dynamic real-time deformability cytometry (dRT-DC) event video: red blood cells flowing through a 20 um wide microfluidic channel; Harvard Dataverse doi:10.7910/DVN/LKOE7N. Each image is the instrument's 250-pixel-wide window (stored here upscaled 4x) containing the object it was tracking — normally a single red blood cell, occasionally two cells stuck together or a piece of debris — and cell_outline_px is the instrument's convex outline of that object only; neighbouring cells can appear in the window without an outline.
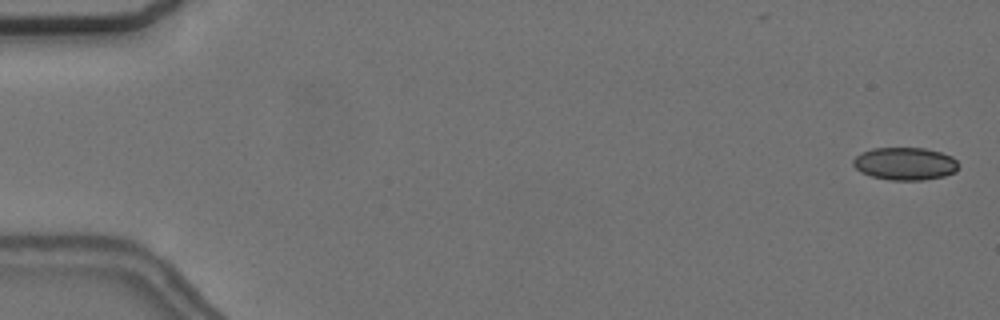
{"species": "common noctule bat (a hibernating species)", "species_latin": "Nyctalus noctula", "temperature_condition": "cold", "stored_images_in_passage": 2, "camera_frame_rate_fps": 3000, "um_per_image_px": 0.085, "animal": {"sex": "female", "body_mass_g": 24.6, "forearm_length_mm": 56.2}, "frame": {"image": 1, "passage_image": 1, "time_ms": 0.0, "image_size_px": [1000, 320], "cell_outline_px": [[960, 164], [956, 172], [944, 176], [924, 180], [888, 180], [872, 176], [860, 172], [852, 164], [852, 160], [860, 152], [872, 148], [924, 148], [940, 152], [952, 156]], "centroid_in_image_um": [76.93, 13.91], "position_along_channel_um": 8.1, "area_um2": 20.29}}